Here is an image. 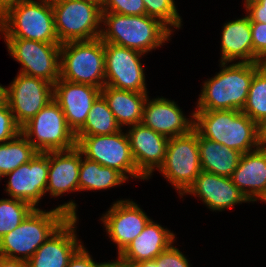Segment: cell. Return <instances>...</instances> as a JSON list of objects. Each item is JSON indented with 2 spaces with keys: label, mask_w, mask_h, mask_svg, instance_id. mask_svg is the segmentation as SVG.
I'll return each instance as SVG.
<instances>
[{
  "label": "cell",
  "mask_w": 266,
  "mask_h": 267,
  "mask_svg": "<svg viewBox=\"0 0 266 267\" xmlns=\"http://www.w3.org/2000/svg\"><path fill=\"white\" fill-rule=\"evenodd\" d=\"M176 235L155 223L153 219L143 231L124 249L121 255L132 262L154 260L159 254L168 249L175 241Z\"/></svg>",
  "instance_id": "24"
},
{
  "label": "cell",
  "mask_w": 266,
  "mask_h": 267,
  "mask_svg": "<svg viewBox=\"0 0 266 267\" xmlns=\"http://www.w3.org/2000/svg\"><path fill=\"white\" fill-rule=\"evenodd\" d=\"M158 267H190L189 259L172 244L155 259Z\"/></svg>",
  "instance_id": "36"
},
{
  "label": "cell",
  "mask_w": 266,
  "mask_h": 267,
  "mask_svg": "<svg viewBox=\"0 0 266 267\" xmlns=\"http://www.w3.org/2000/svg\"><path fill=\"white\" fill-rule=\"evenodd\" d=\"M93 1H95V2L99 3L100 5H102L105 0H93Z\"/></svg>",
  "instance_id": "45"
},
{
  "label": "cell",
  "mask_w": 266,
  "mask_h": 267,
  "mask_svg": "<svg viewBox=\"0 0 266 267\" xmlns=\"http://www.w3.org/2000/svg\"><path fill=\"white\" fill-rule=\"evenodd\" d=\"M67 267H101V263L95 262L85 246H82L70 259Z\"/></svg>",
  "instance_id": "38"
},
{
  "label": "cell",
  "mask_w": 266,
  "mask_h": 267,
  "mask_svg": "<svg viewBox=\"0 0 266 267\" xmlns=\"http://www.w3.org/2000/svg\"><path fill=\"white\" fill-rule=\"evenodd\" d=\"M36 153V149L22 133L10 141L0 143V178L29 162Z\"/></svg>",
  "instance_id": "29"
},
{
  "label": "cell",
  "mask_w": 266,
  "mask_h": 267,
  "mask_svg": "<svg viewBox=\"0 0 266 267\" xmlns=\"http://www.w3.org/2000/svg\"><path fill=\"white\" fill-rule=\"evenodd\" d=\"M10 56L21 64L18 73L44 79L55 84L60 78L61 44L22 38H4Z\"/></svg>",
  "instance_id": "11"
},
{
  "label": "cell",
  "mask_w": 266,
  "mask_h": 267,
  "mask_svg": "<svg viewBox=\"0 0 266 267\" xmlns=\"http://www.w3.org/2000/svg\"><path fill=\"white\" fill-rule=\"evenodd\" d=\"M194 129L240 153L258 148L257 123L238 110H194Z\"/></svg>",
  "instance_id": "4"
},
{
  "label": "cell",
  "mask_w": 266,
  "mask_h": 267,
  "mask_svg": "<svg viewBox=\"0 0 266 267\" xmlns=\"http://www.w3.org/2000/svg\"><path fill=\"white\" fill-rule=\"evenodd\" d=\"M60 79L102 89L105 86L104 42L97 38L61 44Z\"/></svg>",
  "instance_id": "6"
},
{
  "label": "cell",
  "mask_w": 266,
  "mask_h": 267,
  "mask_svg": "<svg viewBox=\"0 0 266 267\" xmlns=\"http://www.w3.org/2000/svg\"><path fill=\"white\" fill-rule=\"evenodd\" d=\"M105 86L119 90L148 93L142 55L136 50L104 43Z\"/></svg>",
  "instance_id": "12"
},
{
  "label": "cell",
  "mask_w": 266,
  "mask_h": 267,
  "mask_svg": "<svg viewBox=\"0 0 266 267\" xmlns=\"http://www.w3.org/2000/svg\"><path fill=\"white\" fill-rule=\"evenodd\" d=\"M0 35L60 44L51 0H25L0 17Z\"/></svg>",
  "instance_id": "5"
},
{
  "label": "cell",
  "mask_w": 266,
  "mask_h": 267,
  "mask_svg": "<svg viewBox=\"0 0 266 267\" xmlns=\"http://www.w3.org/2000/svg\"><path fill=\"white\" fill-rule=\"evenodd\" d=\"M81 150L76 146L64 151L49 152V170L46 194L52 197L79 191Z\"/></svg>",
  "instance_id": "21"
},
{
  "label": "cell",
  "mask_w": 266,
  "mask_h": 267,
  "mask_svg": "<svg viewBox=\"0 0 266 267\" xmlns=\"http://www.w3.org/2000/svg\"><path fill=\"white\" fill-rule=\"evenodd\" d=\"M21 133L37 152L64 151L77 146L75 133L54 99L21 127Z\"/></svg>",
  "instance_id": "8"
},
{
  "label": "cell",
  "mask_w": 266,
  "mask_h": 267,
  "mask_svg": "<svg viewBox=\"0 0 266 267\" xmlns=\"http://www.w3.org/2000/svg\"><path fill=\"white\" fill-rule=\"evenodd\" d=\"M250 22L266 23V0L244 1Z\"/></svg>",
  "instance_id": "37"
},
{
  "label": "cell",
  "mask_w": 266,
  "mask_h": 267,
  "mask_svg": "<svg viewBox=\"0 0 266 267\" xmlns=\"http://www.w3.org/2000/svg\"><path fill=\"white\" fill-rule=\"evenodd\" d=\"M201 169L219 176L231 177L242 153L202 137L198 133Z\"/></svg>",
  "instance_id": "26"
},
{
  "label": "cell",
  "mask_w": 266,
  "mask_h": 267,
  "mask_svg": "<svg viewBox=\"0 0 266 267\" xmlns=\"http://www.w3.org/2000/svg\"><path fill=\"white\" fill-rule=\"evenodd\" d=\"M258 148L266 151V118L257 123Z\"/></svg>",
  "instance_id": "40"
},
{
  "label": "cell",
  "mask_w": 266,
  "mask_h": 267,
  "mask_svg": "<svg viewBox=\"0 0 266 267\" xmlns=\"http://www.w3.org/2000/svg\"><path fill=\"white\" fill-rule=\"evenodd\" d=\"M73 200L49 211L35 208L14 230L0 238V256L28 261L69 218L77 217Z\"/></svg>",
  "instance_id": "1"
},
{
  "label": "cell",
  "mask_w": 266,
  "mask_h": 267,
  "mask_svg": "<svg viewBox=\"0 0 266 267\" xmlns=\"http://www.w3.org/2000/svg\"><path fill=\"white\" fill-rule=\"evenodd\" d=\"M60 44L100 38L102 7L93 0H51Z\"/></svg>",
  "instance_id": "7"
},
{
  "label": "cell",
  "mask_w": 266,
  "mask_h": 267,
  "mask_svg": "<svg viewBox=\"0 0 266 267\" xmlns=\"http://www.w3.org/2000/svg\"><path fill=\"white\" fill-rule=\"evenodd\" d=\"M34 209L21 199H0V238L14 230Z\"/></svg>",
  "instance_id": "31"
},
{
  "label": "cell",
  "mask_w": 266,
  "mask_h": 267,
  "mask_svg": "<svg viewBox=\"0 0 266 267\" xmlns=\"http://www.w3.org/2000/svg\"><path fill=\"white\" fill-rule=\"evenodd\" d=\"M128 179L118 170L102 166L84 157L81 151L79 168V191L106 190L123 185Z\"/></svg>",
  "instance_id": "27"
},
{
  "label": "cell",
  "mask_w": 266,
  "mask_h": 267,
  "mask_svg": "<svg viewBox=\"0 0 266 267\" xmlns=\"http://www.w3.org/2000/svg\"><path fill=\"white\" fill-rule=\"evenodd\" d=\"M219 66L220 71L202 84L195 110L242 111L254 73L262 63L220 62Z\"/></svg>",
  "instance_id": "3"
},
{
  "label": "cell",
  "mask_w": 266,
  "mask_h": 267,
  "mask_svg": "<svg viewBox=\"0 0 266 267\" xmlns=\"http://www.w3.org/2000/svg\"><path fill=\"white\" fill-rule=\"evenodd\" d=\"M21 133L8 104L0 107V143L12 140Z\"/></svg>",
  "instance_id": "34"
},
{
  "label": "cell",
  "mask_w": 266,
  "mask_h": 267,
  "mask_svg": "<svg viewBox=\"0 0 266 267\" xmlns=\"http://www.w3.org/2000/svg\"><path fill=\"white\" fill-rule=\"evenodd\" d=\"M121 129L106 100L100 94L93 102L84 126L75 136L109 135Z\"/></svg>",
  "instance_id": "28"
},
{
  "label": "cell",
  "mask_w": 266,
  "mask_h": 267,
  "mask_svg": "<svg viewBox=\"0 0 266 267\" xmlns=\"http://www.w3.org/2000/svg\"><path fill=\"white\" fill-rule=\"evenodd\" d=\"M25 0H0V17L3 16L10 8L18 5Z\"/></svg>",
  "instance_id": "42"
},
{
  "label": "cell",
  "mask_w": 266,
  "mask_h": 267,
  "mask_svg": "<svg viewBox=\"0 0 266 267\" xmlns=\"http://www.w3.org/2000/svg\"><path fill=\"white\" fill-rule=\"evenodd\" d=\"M102 12H113L121 15H145L143 0H105L101 5Z\"/></svg>",
  "instance_id": "33"
},
{
  "label": "cell",
  "mask_w": 266,
  "mask_h": 267,
  "mask_svg": "<svg viewBox=\"0 0 266 267\" xmlns=\"http://www.w3.org/2000/svg\"><path fill=\"white\" fill-rule=\"evenodd\" d=\"M150 219L137 203L130 199H120L99 220L108 237L117 245V253L121 254L143 231Z\"/></svg>",
  "instance_id": "15"
},
{
  "label": "cell",
  "mask_w": 266,
  "mask_h": 267,
  "mask_svg": "<svg viewBox=\"0 0 266 267\" xmlns=\"http://www.w3.org/2000/svg\"><path fill=\"white\" fill-rule=\"evenodd\" d=\"M78 217H69L27 261L28 267H67L83 246L77 237Z\"/></svg>",
  "instance_id": "16"
},
{
  "label": "cell",
  "mask_w": 266,
  "mask_h": 267,
  "mask_svg": "<svg viewBox=\"0 0 266 267\" xmlns=\"http://www.w3.org/2000/svg\"><path fill=\"white\" fill-rule=\"evenodd\" d=\"M101 95L115 116L119 126H134L140 124L143 118V108L147 93L119 90L110 86L101 89Z\"/></svg>",
  "instance_id": "25"
},
{
  "label": "cell",
  "mask_w": 266,
  "mask_h": 267,
  "mask_svg": "<svg viewBox=\"0 0 266 267\" xmlns=\"http://www.w3.org/2000/svg\"><path fill=\"white\" fill-rule=\"evenodd\" d=\"M7 104V87L0 84V107Z\"/></svg>",
  "instance_id": "43"
},
{
  "label": "cell",
  "mask_w": 266,
  "mask_h": 267,
  "mask_svg": "<svg viewBox=\"0 0 266 267\" xmlns=\"http://www.w3.org/2000/svg\"><path fill=\"white\" fill-rule=\"evenodd\" d=\"M101 267H138V264L136 262L125 259L121 254H118L116 260L101 262Z\"/></svg>",
  "instance_id": "39"
},
{
  "label": "cell",
  "mask_w": 266,
  "mask_h": 267,
  "mask_svg": "<svg viewBox=\"0 0 266 267\" xmlns=\"http://www.w3.org/2000/svg\"><path fill=\"white\" fill-rule=\"evenodd\" d=\"M188 117L174 100L163 96L150 99L148 96L141 123L167 138H173L194 129V112Z\"/></svg>",
  "instance_id": "18"
},
{
  "label": "cell",
  "mask_w": 266,
  "mask_h": 267,
  "mask_svg": "<svg viewBox=\"0 0 266 267\" xmlns=\"http://www.w3.org/2000/svg\"><path fill=\"white\" fill-rule=\"evenodd\" d=\"M137 264H138V267H158L155 260L143 261Z\"/></svg>",
  "instance_id": "44"
},
{
  "label": "cell",
  "mask_w": 266,
  "mask_h": 267,
  "mask_svg": "<svg viewBox=\"0 0 266 267\" xmlns=\"http://www.w3.org/2000/svg\"><path fill=\"white\" fill-rule=\"evenodd\" d=\"M242 112L256 123L266 118V69L263 66L254 73Z\"/></svg>",
  "instance_id": "30"
},
{
  "label": "cell",
  "mask_w": 266,
  "mask_h": 267,
  "mask_svg": "<svg viewBox=\"0 0 266 267\" xmlns=\"http://www.w3.org/2000/svg\"><path fill=\"white\" fill-rule=\"evenodd\" d=\"M126 130L137 170L147 179L164 163L169 138L142 123Z\"/></svg>",
  "instance_id": "19"
},
{
  "label": "cell",
  "mask_w": 266,
  "mask_h": 267,
  "mask_svg": "<svg viewBox=\"0 0 266 267\" xmlns=\"http://www.w3.org/2000/svg\"><path fill=\"white\" fill-rule=\"evenodd\" d=\"M250 202L266 198V151L257 148L241 155L230 177Z\"/></svg>",
  "instance_id": "22"
},
{
  "label": "cell",
  "mask_w": 266,
  "mask_h": 267,
  "mask_svg": "<svg viewBox=\"0 0 266 267\" xmlns=\"http://www.w3.org/2000/svg\"><path fill=\"white\" fill-rule=\"evenodd\" d=\"M101 89L60 79L53 85V99L62 109L69 128L76 134L85 124Z\"/></svg>",
  "instance_id": "17"
},
{
  "label": "cell",
  "mask_w": 266,
  "mask_h": 267,
  "mask_svg": "<svg viewBox=\"0 0 266 267\" xmlns=\"http://www.w3.org/2000/svg\"><path fill=\"white\" fill-rule=\"evenodd\" d=\"M119 132L109 135L75 136L77 147L83 156L102 166L114 168L127 179L129 177L147 180L136 167L127 133Z\"/></svg>",
  "instance_id": "10"
},
{
  "label": "cell",
  "mask_w": 266,
  "mask_h": 267,
  "mask_svg": "<svg viewBox=\"0 0 266 267\" xmlns=\"http://www.w3.org/2000/svg\"><path fill=\"white\" fill-rule=\"evenodd\" d=\"M158 171L182 195L202 172L198 146V132L169 138L163 165Z\"/></svg>",
  "instance_id": "9"
},
{
  "label": "cell",
  "mask_w": 266,
  "mask_h": 267,
  "mask_svg": "<svg viewBox=\"0 0 266 267\" xmlns=\"http://www.w3.org/2000/svg\"><path fill=\"white\" fill-rule=\"evenodd\" d=\"M185 194L200 198L210 211L215 212L250 202L230 177L219 176L203 170L182 196Z\"/></svg>",
  "instance_id": "20"
},
{
  "label": "cell",
  "mask_w": 266,
  "mask_h": 267,
  "mask_svg": "<svg viewBox=\"0 0 266 267\" xmlns=\"http://www.w3.org/2000/svg\"><path fill=\"white\" fill-rule=\"evenodd\" d=\"M53 99V84L18 73L7 87V104L22 127Z\"/></svg>",
  "instance_id": "13"
},
{
  "label": "cell",
  "mask_w": 266,
  "mask_h": 267,
  "mask_svg": "<svg viewBox=\"0 0 266 267\" xmlns=\"http://www.w3.org/2000/svg\"><path fill=\"white\" fill-rule=\"evenodd\" d=\"M146 15L159 19L172 32L173 28L179 29L182 26L174 0H143Z\"/></svg>",
  "instance_id": "32"
},
{
  "label": "cell",
  "mask_w": 266,
  "mask_h": 267,
  "mask_svg": "<svg viewBox=\"0 0 266 267\" xmlns=\"http://www.w3.org/2000/svg\"><path fill=\"white\" fill-rule=\"evenodd\" d=\"M49 170V152H37L27 163L6 174V194L30 203L34 208L46 194Z\"/></svg>",
  "instance_id": "14"
},
{
  "label": "cell",
  "mask_w": 266,
  "mask_h": 267,
  "mask_svg": "<svg viewBox=\"0 0 266 267\" xmlns=\"http://www.w3.org/2000/svg\"><path fill=\"white\" fill-rule=\"evenodd\" d=\"M220 62L254 63L250 17L226 22L222 27Z\"/></svg>",
  "instance_id": "23"
},
{
  "label": "cell",
  "mask_w": 266,
  "mask_h": 267,
  "mask_svg": "<svg viewBox=\"0 0 266 267\" xmlns=\"http://www.w3.org/2000/svg\"><path fill=\"white\" fill-rule=\"evenodd\" d=\"M262 66L266 69V61L262 63Z\"/></svg>",
  "instance_id": "46"
},
{
  "label": "cell",
  "mask_w": 266,
  "mask_h": 267,
  "mask_svg": "<svg viewBox=\"0 0 266 267\" xmlns=\"http://www.w3.org/2000/svg\"><path fill=\"white\" fill-rule=\"evenodd\" d=\"M0 267H28L27 261L0 256Z\"/></svg>",
  "instance_id": "41"
},
{
  "label": "cell",
  "mask_w": 266,
  "mask_h": 267,
  "mask_svg": "<svg viewBox=\"0 0 266 267\" xmlns=\"http://www.w3.org/2000/svg\"><path fill=\"white\" fill-rule=\"evenodd\" d=\"M100 39L104 43L148 54L165 45L173 32L159 19L148 15H121L102 12Z\"/></svg>",
  "instance_id": "2"
},
{
  "label": "cell",
  "mask_w": 266,
  "mask_h": 267,
  "mask_svg": "<svg viewBox=\"0 0 266 267\" xmlns=\"http://www.w3.org/2000/svg\"><path fill=\"white\" fill-rule=\"evenodd\" d=\"M254 63L266 61V23L251 22Z\"/></svg>",
  "instance_id": "35"
}]
</instances>
